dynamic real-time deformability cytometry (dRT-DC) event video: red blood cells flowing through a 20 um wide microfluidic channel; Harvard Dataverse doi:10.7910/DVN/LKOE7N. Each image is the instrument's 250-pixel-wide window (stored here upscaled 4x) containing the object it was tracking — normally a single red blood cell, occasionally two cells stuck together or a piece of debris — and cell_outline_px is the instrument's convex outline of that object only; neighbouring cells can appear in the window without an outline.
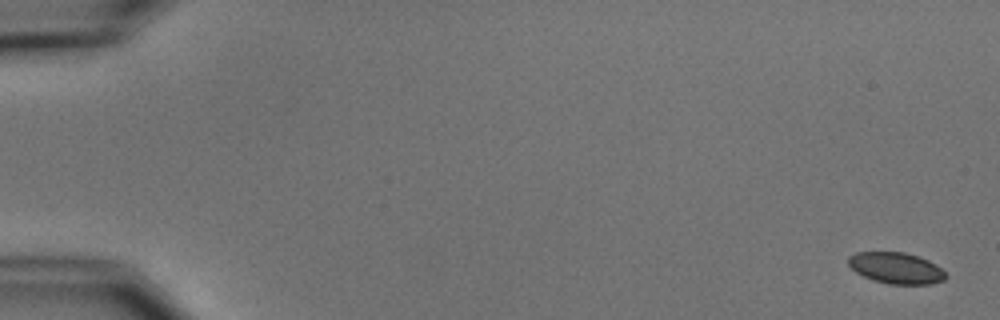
{"species": "common noctule bat (a hibernating species)", "species_latin": "Nyctalus noctula", "temperature_condition": "cold", "stored_images_in_passage": 5, "camera_frame_rate_fps": 3000, "um_per_image_px": 0.085, "animal": {"sex": "male", "body_mass_g": 15.6}, "frame": {"image": 1, "passage_image": 1, "time_ms": 0.0, "image_size_px": [1000, 320], "cell_outline_px": [[948, 276], [944, 280], [932, 284], [888, 284], [872, 280], [856, 272], [848, 264], [848, 256], [856, 252], [904, 252], [928, 260], [936, 264]], "centroid_in_image_um": [76.16, 22.79], "position_along_channel_um": 8.8, "area_um2": 17.74}}
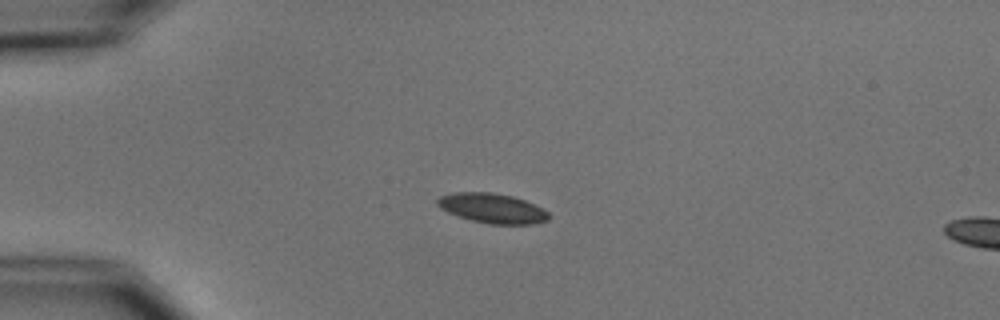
{"frame": {"image": 2, "passage_image": 4, "time_ms": 4.333, "image_size_px": [1000, 320], "cell_outline_px": [[552, 216], [548, 220], [532, 224], [488, 224], [472, 220], [448, 212], [440, 208], [436, 204], [436, 200], [440, 196], [452, 192], [492, 192], [512, 196], [524, 200], [544, 208]], "centroid_in_image_um": [41.86, 17.69], "position_along_channel_um": 43.1, "area_um2": 19.42}}